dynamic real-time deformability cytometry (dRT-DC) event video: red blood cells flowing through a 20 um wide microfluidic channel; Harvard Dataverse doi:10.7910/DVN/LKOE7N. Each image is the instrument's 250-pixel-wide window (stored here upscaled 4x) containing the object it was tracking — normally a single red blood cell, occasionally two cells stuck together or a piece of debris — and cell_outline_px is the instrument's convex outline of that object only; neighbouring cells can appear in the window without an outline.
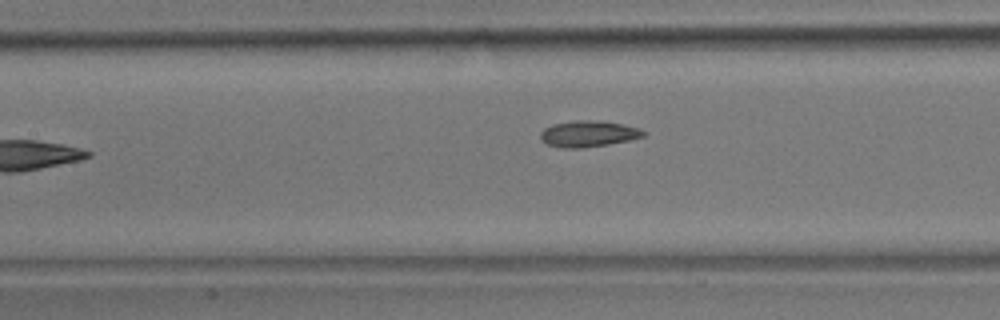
{"species": "common noctule bat (a hibernating species)", "species_latin": "Nyctalus noctula", "temperature_condition": "room temperature", "stored_images_in_passage": 7, "camera_frame_rate_fps": 3000, "um_per_image_px": 0.085, "animal": {"sex": "male", "body_mass_g": 17.9}, "frame": {"image": 1, "passage_image": 4, "time_ms": 3.667, "image_size_px": [1000, 320], "cell_outline_px": [[644, 136], [628, 140], [608, 144], [584, 148], [564, 148], [544, 144], [540, 140], [540, 132], [544, 128], [552, 124], [572, 120], [600, 120], [640, 128], [644, 132]], "centroid_in_image_um": [49.93, 11.37], "position_along_channel_um": 157.5, "area_um2": 15.84}}
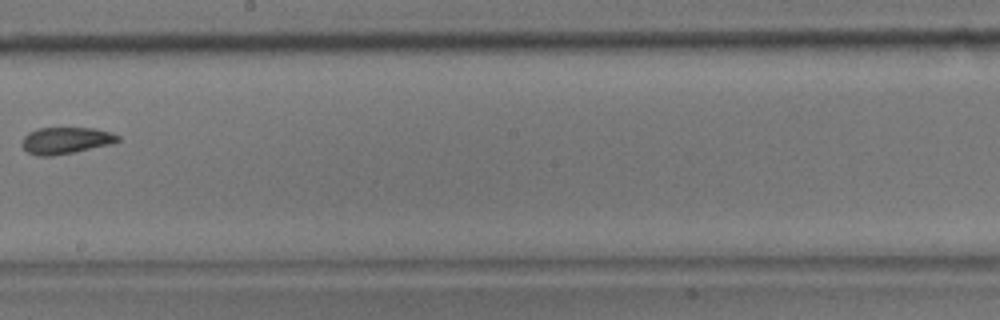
{"frame": {"image": 2, "passage_image": 6, "time_ms": 6.0, "image_size_px": [1000, 320], "cell_outline_px": [[120, 140], [112, 144], [52, 156], [36, 156], [28, 152], [20, 144], [24, 136], [28, 132], [36, 128], [96, 128], [120, 136]], "centroid_in_image_um": [5.56, 11.94], "position_along_channel_um": 242.6, "area_um2": 14.91}}
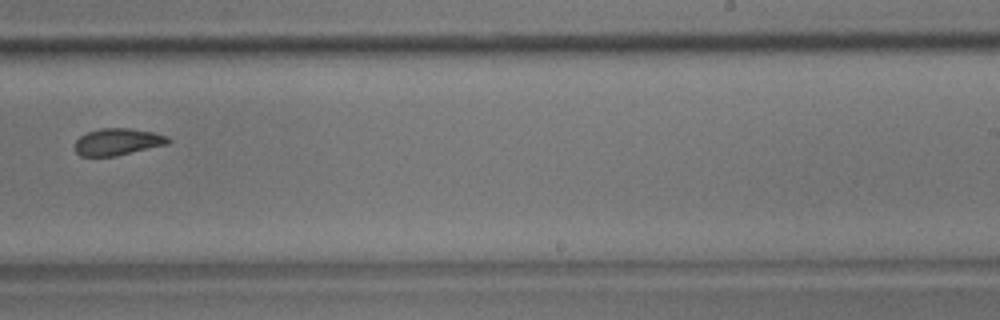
{"frame": {"image": 3, "passage_image": 7, "time_ms": 7.0, "image_size_px": [1000, 320], "cell_outline_px": [[172, 140], [168, 144], [116, 156], [80, 156], [76, 152], [76, 140], [80, 136], [88, 132], [100, 128], [132, 128], [156, 132], [168, 136]], "centroid_in_image_um": [10.05, 12.04], "position_along_channel_um": 278.9, "area_um2": 14.74}}